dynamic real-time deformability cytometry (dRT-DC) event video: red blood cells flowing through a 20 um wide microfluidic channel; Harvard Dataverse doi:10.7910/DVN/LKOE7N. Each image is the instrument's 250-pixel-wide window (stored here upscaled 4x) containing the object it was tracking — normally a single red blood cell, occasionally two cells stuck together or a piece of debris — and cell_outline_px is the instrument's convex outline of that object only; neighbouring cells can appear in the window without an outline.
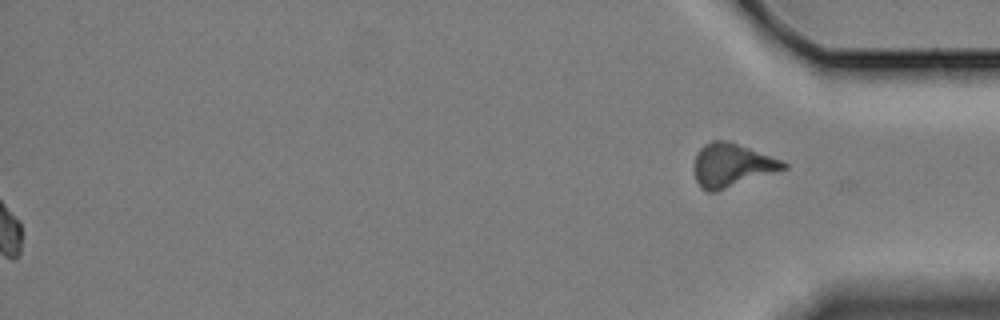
{"species": "Egyptian fruit bat (a non-hibernating species)", "species_latin": "Rousettus aegyptiacus", "temperature_condition": "cold", "stored_images_in_passage": 46, "segment_of_instrument_passage": [2, 2], "camera_frame_rate_fps": 3000, "um_per_image_px": 0.085, "animal": {"sex": "female"}, "frame": {"image": 1, "passage_image": 46, "time_ms": 15.0, "image_size_px": [1000, 320], "cell_outline_px": [[788, 168], [716, 192], [708, 192], [700, 188], [696, 180], [696, 152], [704, 144], [712, 140], [728, 140], [784, 160], [788, 164]], "centroid_in_image_um": [62.24, 14.04], "position_along_channel_um": 373.0, "area_um2": 22.72}}